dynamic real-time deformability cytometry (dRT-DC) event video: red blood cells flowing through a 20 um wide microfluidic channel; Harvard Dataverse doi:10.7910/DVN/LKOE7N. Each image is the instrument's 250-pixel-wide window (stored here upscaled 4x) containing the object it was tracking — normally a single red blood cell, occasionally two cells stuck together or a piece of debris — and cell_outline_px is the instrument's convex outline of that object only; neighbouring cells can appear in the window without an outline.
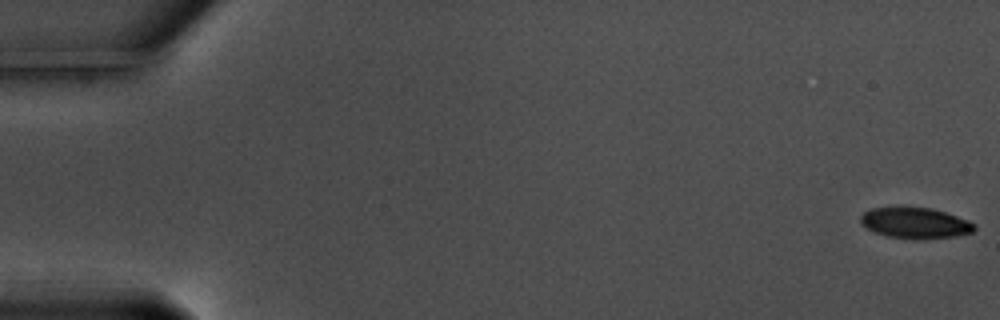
{"species": "common noctule bat (a hibernating species)", "species_latin": "Nyctalus noctula", "temperature_condition": "warm", "stored_images_in_passage": 55, "camera_frame_rate_fps": 3000, "um_per_image_px": 0.085, "animal": {"sex": "male", "body_mass_g": 17.5, "forearm_length_mm": 52.3}, "frame": {"image": 1, "passage_image": 1, "time_ms": 0.0, "image_size_px": [1000, 320], "cell_outline_px": [[976, 228], [972, 232], [952, 236], [888, 236], [876, 232], [860, 224], [860, 216], [864, 212], [872, 208], [896, 204], [900, 204], [932, 208], [968, 220], [976, 224]], "centroid_in_image_um": [77.72, 18.84], "position_along_channel_um": 7.3, "area_um2": 20.17}}
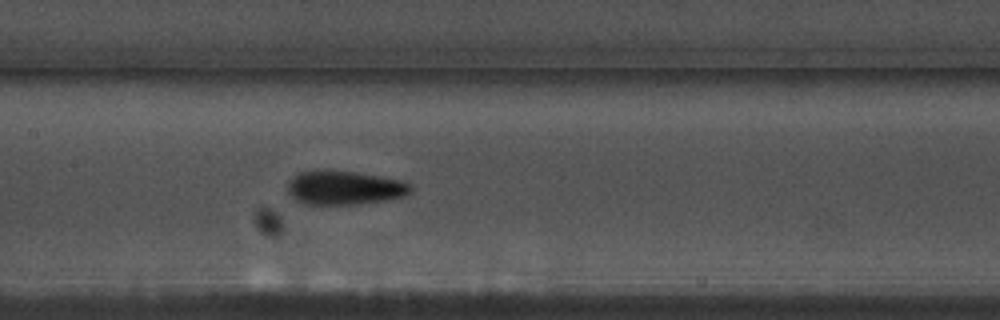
{"frame": {"image": 2, "passage_image": 29, "time_ms": 9.333, "image_size_px": [1000, 320], "cell_outline_px": [[412, 192], [404, 196], [388, 200], [360, 204], [304, 204], [296, 200], [288, 192], [288, 180], [292, 176], [300, 172], [316, 168], [356, 172], [380, 176], [400, 180], [408, 184], [412, 188]], "centroid_in_image_um": [29.24, 15.94], "position_along_channel_um": 178.2, "area_um2": 24.74}}
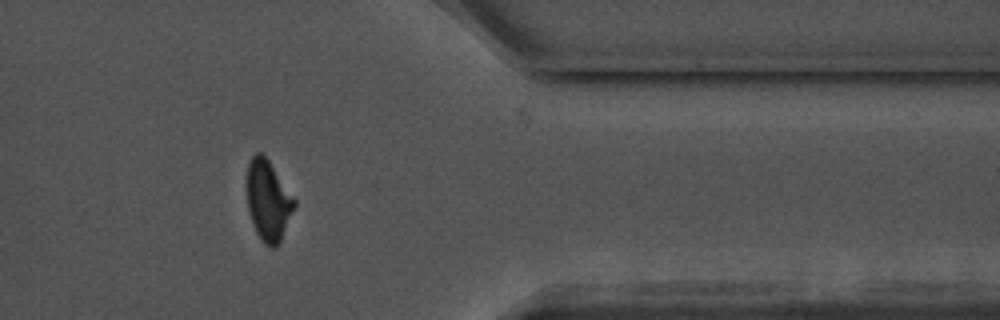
{"frame": {"image": 3, "passage_image": 48, "time_ms": 15.667, "image_size_px": [1000, 320], "cell_outline_px": [[296, 204], [280, 240], [276, 248], [272, 248], [264, 244], [260, 240], [256, 232], [248, 212], [248, 160], [256, 152], [260, 152], [268, 160], [296, 200]], "centroid_in_image_um": [22.79, 17.06], "position_along_channel_um": 388.6, "area_um2": 21.91}, "authors_computed_cell_mechanics": {"area_um2": 22.4842, "velocity_mm_per_s": 3.5773, "shape_relaxation_time_tau1_ms": 3.09, "shape_relaxation_time_tau2_ms": 2.058, "deformation_change_tau1": 0.1331, "deformation_change_tau2": 0.0781}}